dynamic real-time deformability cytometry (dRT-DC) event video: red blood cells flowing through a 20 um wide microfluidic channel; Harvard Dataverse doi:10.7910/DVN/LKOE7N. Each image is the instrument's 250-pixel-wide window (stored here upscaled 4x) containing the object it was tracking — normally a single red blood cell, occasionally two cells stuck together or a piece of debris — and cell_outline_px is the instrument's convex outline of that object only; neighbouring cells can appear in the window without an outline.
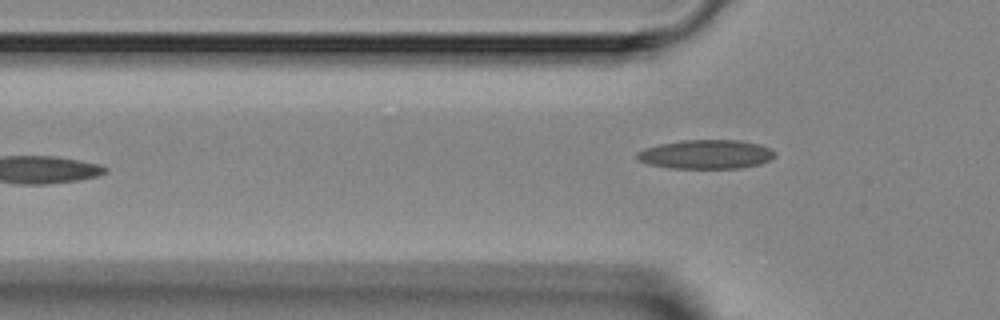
{"species": "Egyptian fruit bat (a non-hibernating species)", "species_latin": "Rousettus aegyptiacus", "temperature_condition": "room temperature", "stored_images_in_passage": 4, "camera_frame_rate_fps": 3000, "um_per_image_px": 0.085, "animal": {"sex": "female"}, "frame": {"image": 1, "passage_image": 4, "time_ms": 3.667, "image_size_px": [1000, 320], "cell_outline_px": [[776, 156], [772, 160], [760, 164], [740, 168], [672, 168], [648, 164], [640, 160], [636, 156], [636, 152], [644, 148], [660, 144], [684, 140], [740, 140], [760, 144], [772, 148], [776, 152]], "centroid_in_image_um": [60.08, 13.11], "position_along_channel_um": 65.7, "area_um2": 23.52}}